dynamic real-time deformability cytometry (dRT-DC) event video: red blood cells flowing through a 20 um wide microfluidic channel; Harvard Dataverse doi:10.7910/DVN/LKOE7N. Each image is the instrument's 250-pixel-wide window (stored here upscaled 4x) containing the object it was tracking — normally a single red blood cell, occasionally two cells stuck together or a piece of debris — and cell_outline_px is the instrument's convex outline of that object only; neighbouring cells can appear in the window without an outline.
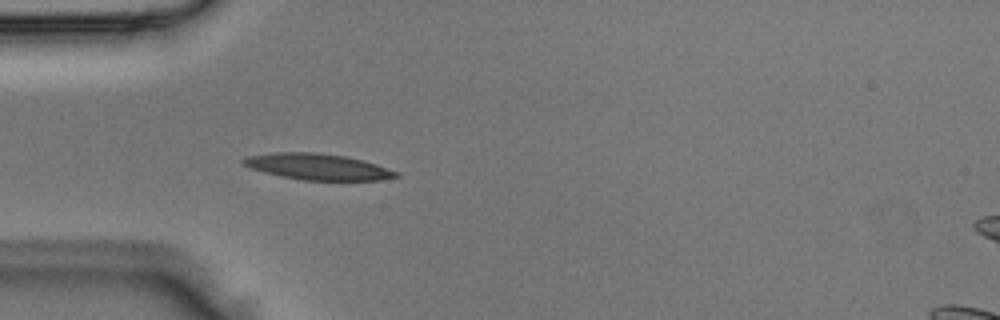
{"species": "Egyptian fruit bat (a non-hibernating species)", "species_latin": "Rousettus aegyptiacus", "temperature_condition": "room temperature", "stored_images_in_passage": 3, "camera_frame_rate_fps": 3000, "um_per_image_px": 0.085, "animal": {"sex": "male"}, "frame": {"image": 1, "passage_image": 3, "time_ms": 0.667, "image_size_px": [1000, 320], "cell_outline_px": [[400, 176], [380, 180], [304, 180], [280, 176], [264, 172], [240, 164], [240, 160], [248, 156], [276, 152], [316, 152], [344, 156], [364, 160], [400, 172]], "centroid_in_image_um": [27.01, 14.17], "position_along_channel_um": 58.0, "area_um2": 23.29}}